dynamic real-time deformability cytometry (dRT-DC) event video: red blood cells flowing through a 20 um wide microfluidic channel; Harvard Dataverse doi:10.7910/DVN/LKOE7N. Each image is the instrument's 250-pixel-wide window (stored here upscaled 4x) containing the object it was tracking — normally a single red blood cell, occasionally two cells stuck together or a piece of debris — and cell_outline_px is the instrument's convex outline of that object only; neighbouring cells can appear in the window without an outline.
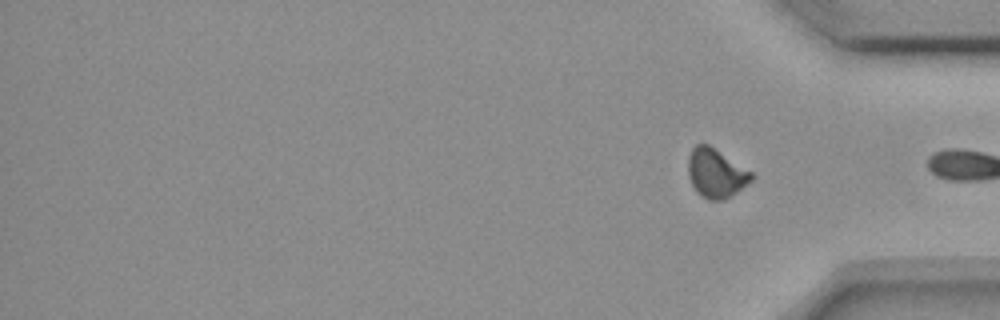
{"species": "common noctule bat (a hibernating species)", "species_latin": "Nyctalus noctula", "temperature_condition": "room temperature", "stored_images_in_passage": 14, "segment_of_instrument_passage": [2, 2], "camera_frame_rate_fps": 3000, "um_per_image_px": 0.085, "animal": {"sex": "female", "body_mass_g": 18.4}, "frame": {"image": 1, "passage_image": 14, "time_ms": 17.667, "image_size_px": [1000, 320], "cell_outline_px": [[752, 180], [736, 192], [724, 200], [708, 200], [700, 196], [696, 192], [688, 176], [688, 156], [692, 148], [696, 144], [708, 144], [752, 172]], "centroid_in_image_um": [60.82, 14.73], "position_along_channel_um": 374.4, "area_um2": 17.98}}